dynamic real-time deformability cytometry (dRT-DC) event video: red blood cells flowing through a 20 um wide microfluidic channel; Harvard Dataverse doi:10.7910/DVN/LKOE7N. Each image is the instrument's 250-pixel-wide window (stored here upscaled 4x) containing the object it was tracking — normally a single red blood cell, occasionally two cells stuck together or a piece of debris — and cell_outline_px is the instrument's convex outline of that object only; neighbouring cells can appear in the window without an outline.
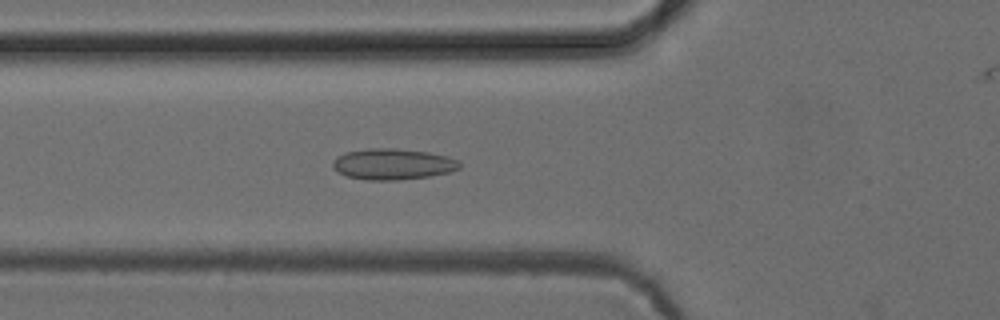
{"species": "common noctule bat (a hibernating species)", "species_latin": "Nyctalus noctula", "temperature_condition": "cold", "stored_images_in_passage": 50, "camera_frame_rate_fps": 3000, "um_per_image_px": 0.085, "animal": {"sex": "female", "body_mass_g": 24.6, "forearm_length_mm": 56.2}, "frame": {"image": 1, "passage_image": 16, "time_ms": 5.0, "image_size_px": [1000, 320], "cell_outline_px": [[460, 168], [448, 172], [428, 176], [396, 180], [368, 180], [348, 176], [336, 172], [332, 168], [332, 160], [348, 152], [368, 148], [396, 148], [428, 152], [448, 156], [460, 160]], "centroid_in_image_um": [33.39, 13.94], "position_along_channel_um": 92.4, "area_um2": 22.89}}
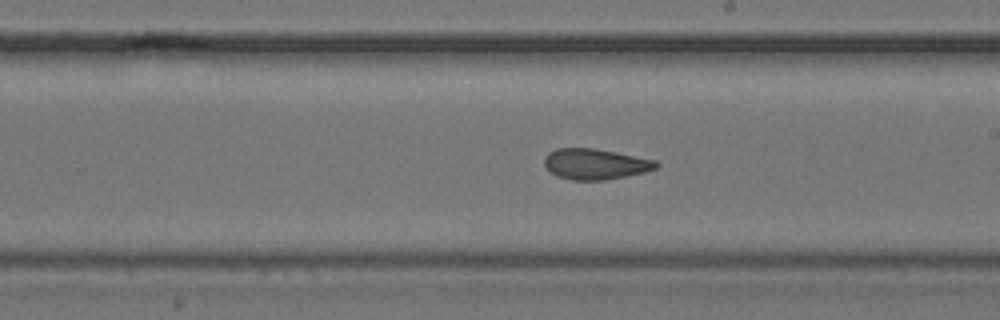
{"frame": {"image": 2, "passage_image": 27, "time_ms": 8.667, "image_size_px": [1000, 320], "cell_outline_px": [[660, 164], [656, 168], [644, 172], [604, 180], [572, 180], [556, 176], [544, 164], [544, 156], [548, 152], [556, 148], [596, 148], [656, 160]], "centroid_in_image_um": [50.58, 13.93], "position_along_channel_um": 238.4, "area_um2": 20.0}}
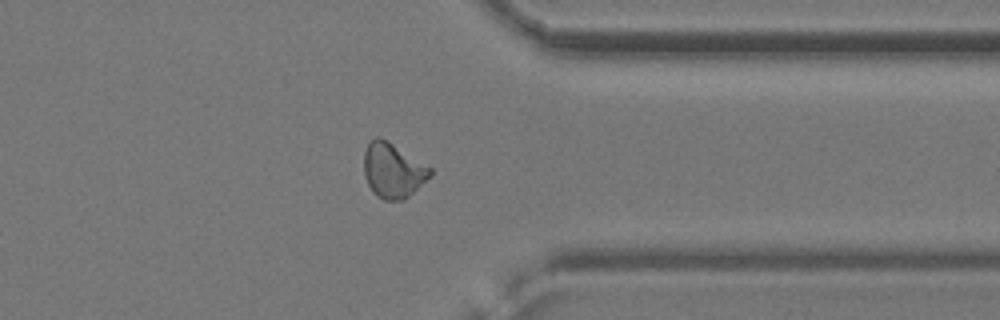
{"frame": {"image": 3, "passage_image": 38, "time_ms": 12.333, "image_size_px": [1000, 320], "cell_outline_px": [[432, 172], [404, 200], [384, 200], [376, 196], [372, 192], [364, 176], [364, 152], [368, 144], [376, 136], [380, 136], [388, 140], [432, 168]], "centroid_in_image_um": [33.35, 14.47], "position_along_channel_um": 378.0, "area_um2": 20.98}}